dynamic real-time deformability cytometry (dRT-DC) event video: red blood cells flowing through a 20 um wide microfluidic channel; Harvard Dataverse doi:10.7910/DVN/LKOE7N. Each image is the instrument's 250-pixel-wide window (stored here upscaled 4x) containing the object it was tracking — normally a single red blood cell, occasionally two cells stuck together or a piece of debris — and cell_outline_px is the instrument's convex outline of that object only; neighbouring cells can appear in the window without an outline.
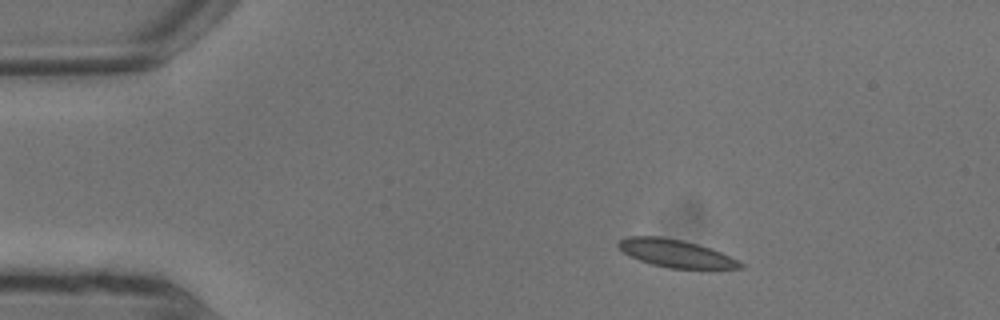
{"species": "common noctule bat (a hibernating species)", "species_latin": "Nyctalus noctula", "temperature_condition": "warm", "stored_images_in_passage": 8, "camera_frame_rate_fps": 3000, "um_per_image_px": 0.085, "animal": {"sex": "male", "body_mass_g": 13.3}, "frame": {"image": 1, "passage_image": 2, "time_ms": 0.333, "image_size_px": [1000, 320], "cell_outline_px": [[744, 268], [668, 268], [652, 264], [640, 260], [624, 252], [616, 244], [616, 240], [628, 236], [660, 236], [684, 240], [720, 252], [744, 264]], "centroid_in_image_um": [57.38, 21.52], "position_along_channel_um": 27.6, "area_um2": 19.36}}
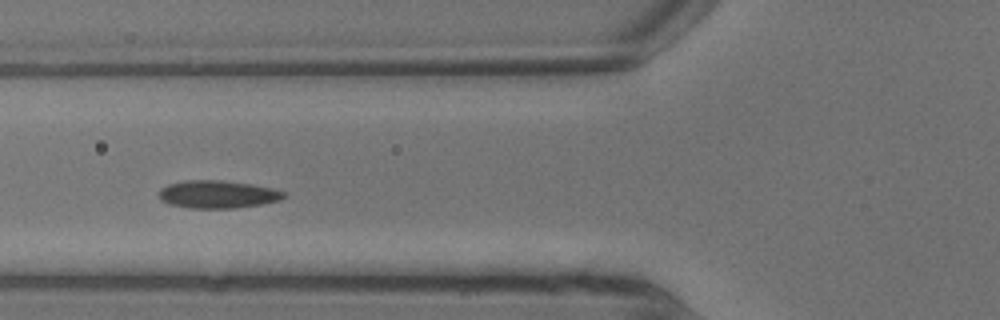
{"frame": {"image": 2, "passage_image": 6, "time_ms": 1.667, "image_size_px": [1000, 320], "cell_outline_px": [[284, 196], [280, 200], [260, 204], [236, 208], [188, 208], [168, 204], [160, 200], [160, 188], [168, 184], [188, 180], [220, 180], [252, 184], [272, 188], [284, 192]], "centroid_in_image_um": [18.46, 16.52], "position_along_channel_um": 107.3, "area_um2": 20.11}}
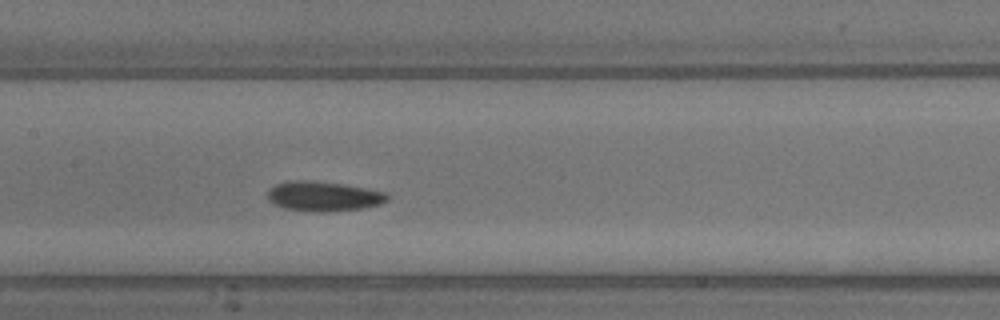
{"frame": {"image": 3, "passage_image": 8, "time_ms": 2.333, "image_size_px": [1000, 320], "cell_outline_px": [[388, 200], [380, 204], [364, 208], [328, 212], [312, 212], [284, 208], [272, 204], [268, 200], [268, 192], [276, 184], [292, 180], [312, 180], [344, 184], [388, 192]], "centroid_in_image_um": [27.51, 16.69], "position_along_channel_um": 179.9, "area_um2": 21.04}}